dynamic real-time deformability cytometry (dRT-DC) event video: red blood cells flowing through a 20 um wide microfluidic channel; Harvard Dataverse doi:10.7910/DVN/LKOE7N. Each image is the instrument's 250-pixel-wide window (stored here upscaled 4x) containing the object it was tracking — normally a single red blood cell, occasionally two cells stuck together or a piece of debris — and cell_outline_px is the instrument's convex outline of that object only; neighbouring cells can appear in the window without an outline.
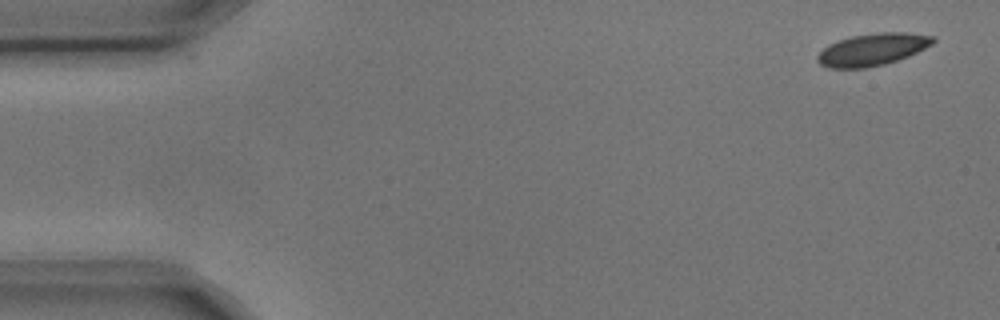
{"species": "common noctule bat (a hibernating species)", "species_latin": "Nyctalus noctula", "temperature_condition": "cold", "stored_images_in_passage": 5, "camera_frame_rate_fps": 3000, "um_per_image_px": 0.085, "animal": {"sex": "male", "body_mass_g": 17.9, "forearm_length_mm": 54.2}, "frame": {"image": 1, "passage_image": 1, "time_ms": 0.0, "image_size_px": [1000, 320], "cell_outline_px": [[936, 40], [932, 44], [908, 56], [884, 64], [864, 68], [828, 68], [820, 64], [816, 60], [816, 56], [828, 44], [852, 36], [880, 32], [908, 32], [936, 36]], "centroid_in_image_um": [74.16, 4.2], "position_along_channel_um": 10.8, "area_um2": 21.62}}
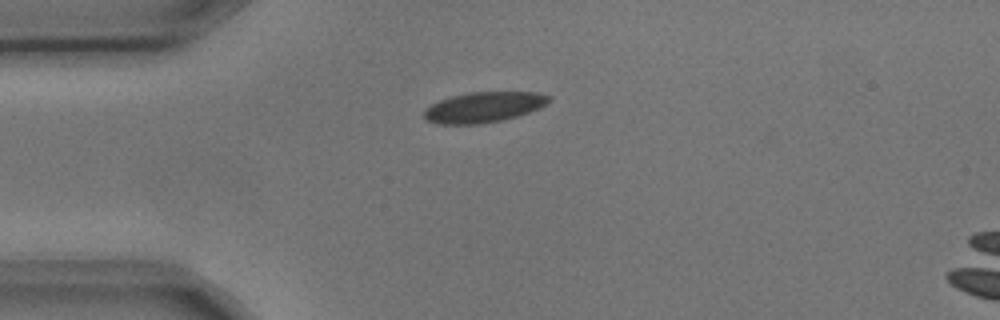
{"frame": {"image": 2, "passage_image": 4, "time_ms": 1.0, "image_size_px": [1000, 320], "cell_outline_px": [[552, 100], [540, 108], [516, 116], [500, 120], [480, 124], [436, 124], [428, 120], [424, 116], [424, 112], [432, 104], [440, 100], [452, 96], [472, 92], [540, 92], [552, 96]], "centroid_in_image_um": [41.17, 9.1], "position_along_channel_um": 43.8, "area_um2": 22.02}}